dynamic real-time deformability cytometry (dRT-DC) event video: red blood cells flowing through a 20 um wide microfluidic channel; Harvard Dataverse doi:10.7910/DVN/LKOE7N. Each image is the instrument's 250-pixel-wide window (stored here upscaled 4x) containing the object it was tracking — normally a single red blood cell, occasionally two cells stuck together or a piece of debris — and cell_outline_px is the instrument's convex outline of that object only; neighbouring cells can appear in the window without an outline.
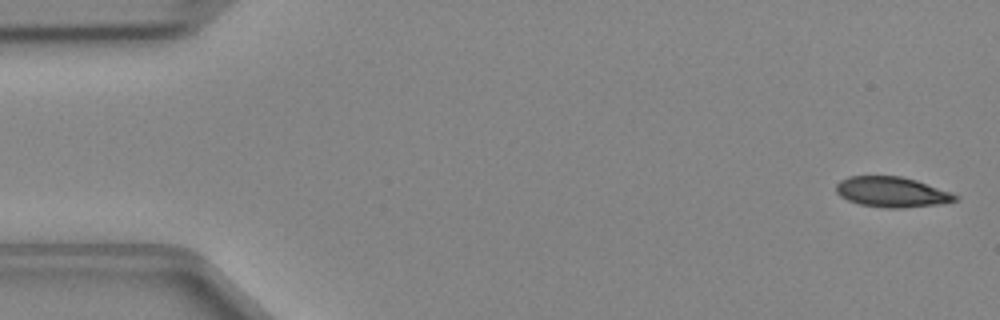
{"species": "Egyptian fruit bat (a non-hibernating species)", "species_latin": "Rousettus aegyptiacus", "temperature_condition": "cold", "stored_images_in_passage": 47, "camera_frame_rate_fps": 3000, "um_per_image_px": 0.085, "animal": {"sex": "female"}, "frame": {"image": 1, "passage_image": 1, "time_ms": 0.0, "image_size_px": [1000, 320], "cell_outline_px": [[960, 196], [956, 200], [936, 204], [900, 208], [888, 208], [860, 204], [848, 200], [840, 196], [836, 192], [836, 184], [840, 180], [848, 176], [900, 176], [916, 180]], "centroid_in_image_um": [75.76, 16.31], "position_along_channel_um": 9.2, "area_um2": 20.75}}
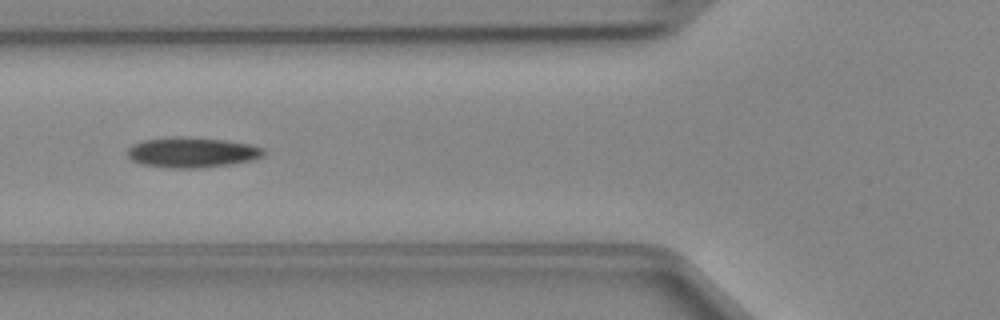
{"frame": {"image": 2, "passage_image": 17, "time_ms": 5.333, "image_size_px": [1000, 320], "cell_outline_px": [[268, 152], [264, 156], [252, 160], [232, 164], [200, 168], [168, 168], [140, 164], [132, 160], [128, 156], [128, 148], [132, 144], [144, 140], [172, 136], [180, 136], [224, 140], [248, 144], [264, 148]], "centroid_in_image_um": [16.33, 12.96], "position_along_channel_um": 109.5, "area_um2": 24.28}}
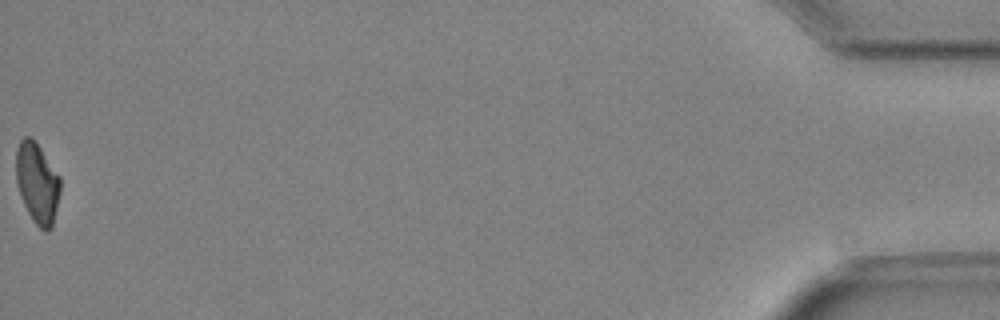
{"frame": {"image": 3, "passage_image": 47, "time_ms": 15.333, "image_size_px": [1000, 320], "cell_outline_px": [[60, 192], [52, 228], [48, 232], [44, 232], [32, 220], [24, 204], [16, 180], [16, 148], [20, 140], [24, 136], [32, 136], [60, 176]], "centroid_in_image_um": [3.17, 15.55], "position_along_channel_um": 432.0, "area_um2": 20.87}}